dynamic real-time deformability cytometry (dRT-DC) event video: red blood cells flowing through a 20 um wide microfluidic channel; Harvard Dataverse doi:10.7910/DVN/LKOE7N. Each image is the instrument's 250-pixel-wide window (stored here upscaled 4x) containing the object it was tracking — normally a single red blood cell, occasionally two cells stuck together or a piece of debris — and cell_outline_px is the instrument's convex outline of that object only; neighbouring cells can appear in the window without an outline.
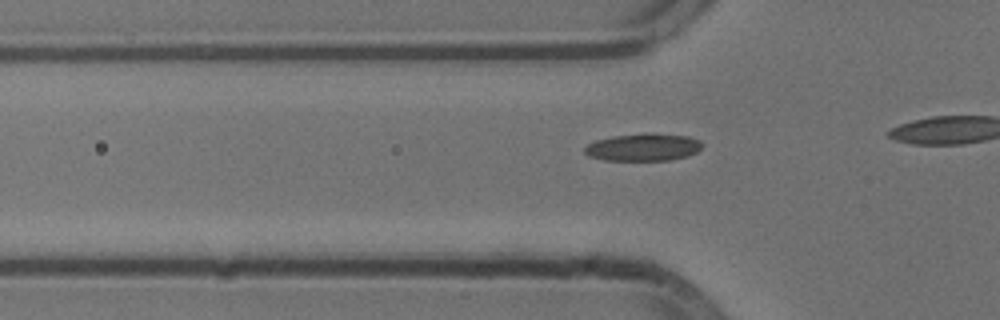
{"species": "common noctule bat (a hibernating species)", "species_latin": "Nyctalus noctula", "temperature_condition": "cold", "stored_images_in_passage": 13, "camera_frame_rate_fps": 3000, "um_per_image_px": 0.085, "animal": {"sex": "male", "body_mass_g": 13.3}, "frame": {"image": 1, "passage_image": 8, "time_ms": 2.333, "image_size_px": [1000, 320], "cell_outline_px": [[704, 144], [696, 152], [688, 156], [668, 160], [604, 160], [588, 156], [584, 152], [584, 148], [588, 144], [596, 140], [612, 136], [644, 132], [688, 136], [700, 140]], "centroid_in_image_um": [54.67, 12.5], "position_along_channel_um": 71.1, "area_um2": 18.96}}